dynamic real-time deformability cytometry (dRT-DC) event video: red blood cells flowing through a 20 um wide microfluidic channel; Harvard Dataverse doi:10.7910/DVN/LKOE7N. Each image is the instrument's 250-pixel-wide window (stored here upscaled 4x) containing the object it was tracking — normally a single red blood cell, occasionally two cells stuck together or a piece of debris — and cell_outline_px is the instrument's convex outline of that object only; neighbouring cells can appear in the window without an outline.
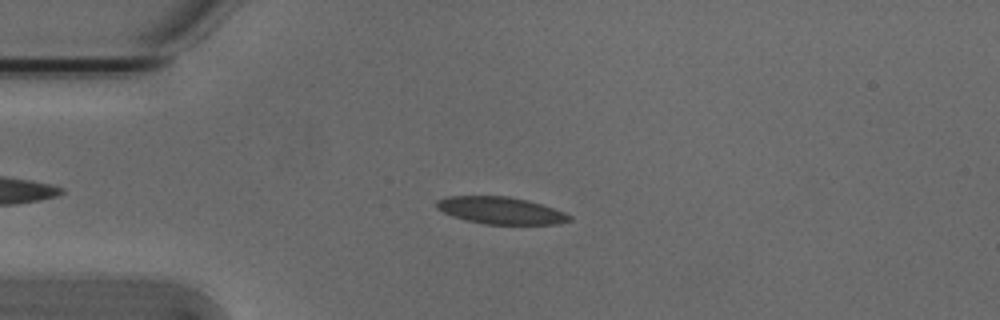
{"species": "Egyptian fruit bat (a non-hibernating species)", "species_latin": "Rousettus aegyptiacus", "temperature_condition": "cold", "stored_images_in_passage": 52, "camera_frame_rate_fps": 3000, "um_per_image_px": 0.085, "animal": {"sex": "male"}, "frame": {"image": 1, "passage_image": 11, "time_ms": 3.333, "image_size_px": [1000, 320], "cell_outline_px": [[572, 220], [560, 224], [484, 224], [452, 216], [436, 208], [436, 200], [444, 196], [508, 196], [528, 200], [564, 212], [572, 216]], "centroid_in_image_um": [42.55, 17.89], "position_along_channel_um": 42.4, "area_um2": 20.98}}
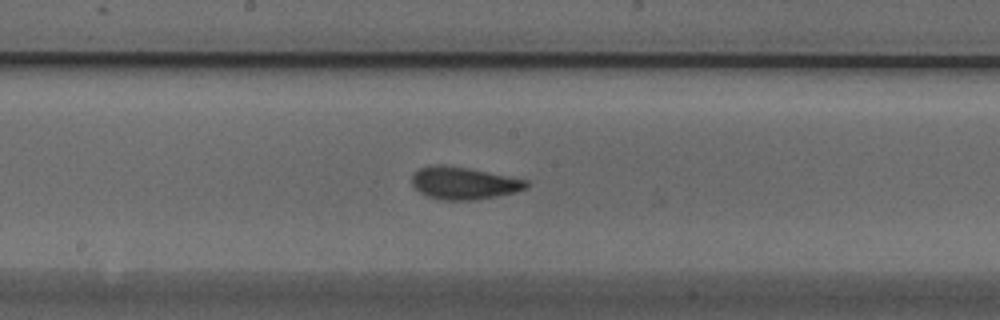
{"frame": {"image": 2, "passage_image": 26, "time_ms": 8.333, "image_size_px": [1000, 320], "cell_outline_px": [[532, 184], [528, 188], [516, 192], [476, 200], [440, 200], [428, 196], [420, 192], [412, 184], [412, 176], [420, 168], [436, 164], [444, 164], [468, 168], [528, 180]], "centroid_in_image_um": [39.46, 15.57], "position_along_channel_um": 208.7, "area_um2": 21.68}}
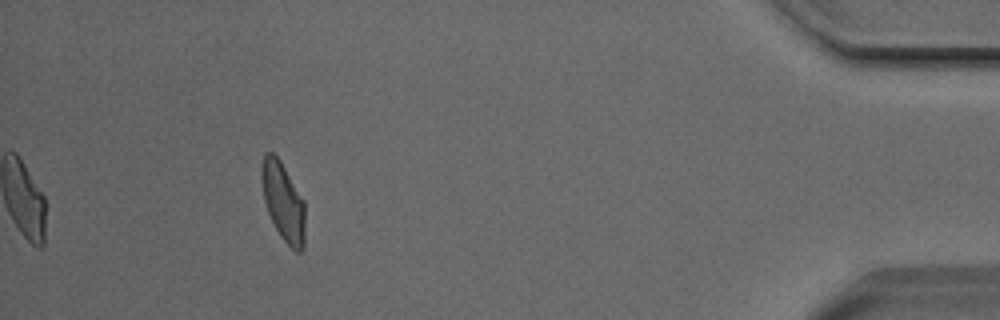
{"frame": {"image": 3, "passage_image": 47, "time_ms": 15.333, "image_size_px": [1000, 320], "cell_outline_px": [[304, 248], [300, 252], [296, 252], [280, 236], [268, 212], [264, 200], [260, 172], [260, 168], [264, 152], [272, 152], [280, 160], [304, 200]], "centroid_in_image_um": [24.06, 17.12], "position_along_channel_um": 411.1, "area_um2": 19.83}, "authors_computed_cell_mechanics": {"area_um2": 20.8658, "velocity_mm_per_s": 3.7863, "shape_relaxation_time_tau1_ms": 4.5557, "shape_relaxation_time_tau2_ms": 1.5322, "deformation_change_tau1": 0.1287, "deformation_change_tau2": 0.0653}}